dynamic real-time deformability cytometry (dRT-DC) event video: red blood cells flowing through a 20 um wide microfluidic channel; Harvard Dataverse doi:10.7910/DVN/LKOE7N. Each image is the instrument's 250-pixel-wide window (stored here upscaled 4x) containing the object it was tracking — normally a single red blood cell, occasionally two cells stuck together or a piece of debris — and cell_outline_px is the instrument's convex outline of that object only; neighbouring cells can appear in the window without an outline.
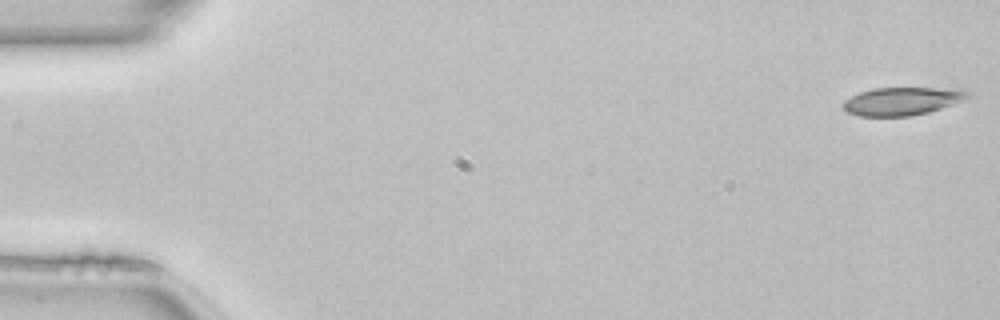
{"species": "common noctule bat (a hibernating species)", "species_latin": "Nyctalus noctula", "temperature_condition": "room temperature", "stored_images_in_passage": 49, "camera_frame_rate_fps": 3000, "um_per_image_px": 0.085, "animal": {"sex": "female", "body_mass_g": 22.7, "forearm_length_mm": 54.2}, "frame": {"image": 1, "passage_image": 1, "time_ms": 0.0, "image_size_px": [1000, 320], "cell_outline_px": [[972, 96], [940, 108], [928, 112], [912, 116], [860, 116], [848, 112], [844, 108], [844, 100], [860, 92], [872, 88], [960, 88], [972, 92]], "centroid_in_image_um": [76.72, 8.58], "position_along_channel_um": 8.3, "area_um2": 20.29}}
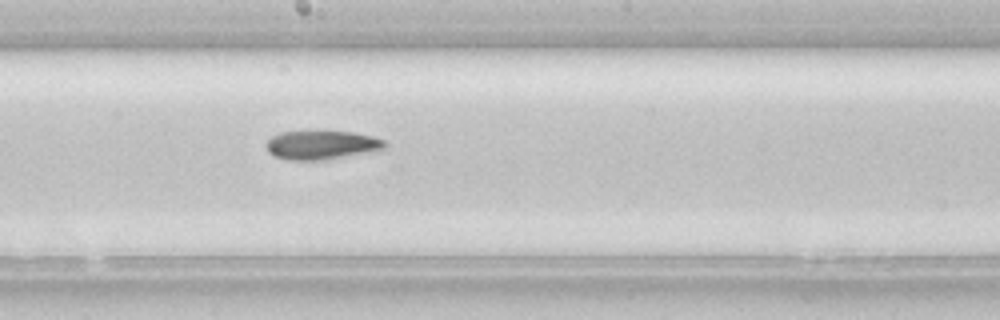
{"frame": {"image": 2, "passage_image": 27, "time_ms": 8.667, "image_size_px": [1000, 320], "cell_outline_px": [[388, 144], [384, 148], [324, 160], [284, 160], [272, 156], [268, 152], [264, 144], [272, 136], [280, 132], [352, 132], [372, 136], [384, 140]], "centroid_in_image_um": [27.25, 12.33], "position_along_channel_um": 221.0, "area_um2": 19.71}}
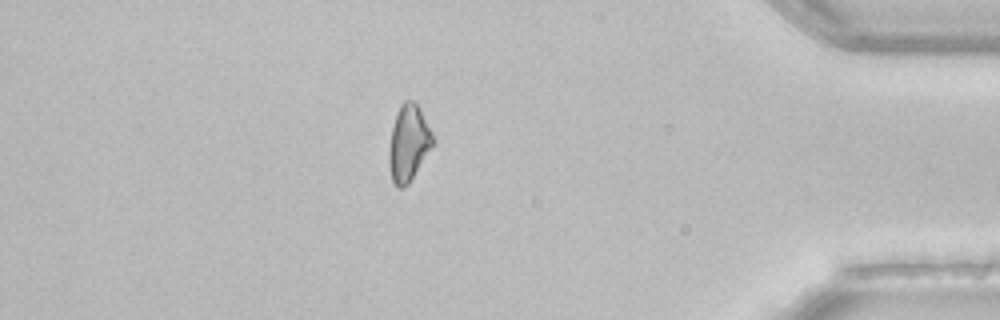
{"frame": {"image": 3, "passage_image": 43, "time_ms": 14.0, "image_size_px": [1000, 320], "cell_outline_px": [[432, 144], [408, 184], [404, 188], [396, 188], [392, 180], [388, 164], [388, 148], [392, 128], [396, 112], [400, 104], [404, 100], [412, 100], [420, 108], [432, 132]], "centroid_in_image_um": [34.67, 12.15], "position_along_channel_um": 400.5, "area_um2": 19.25}}